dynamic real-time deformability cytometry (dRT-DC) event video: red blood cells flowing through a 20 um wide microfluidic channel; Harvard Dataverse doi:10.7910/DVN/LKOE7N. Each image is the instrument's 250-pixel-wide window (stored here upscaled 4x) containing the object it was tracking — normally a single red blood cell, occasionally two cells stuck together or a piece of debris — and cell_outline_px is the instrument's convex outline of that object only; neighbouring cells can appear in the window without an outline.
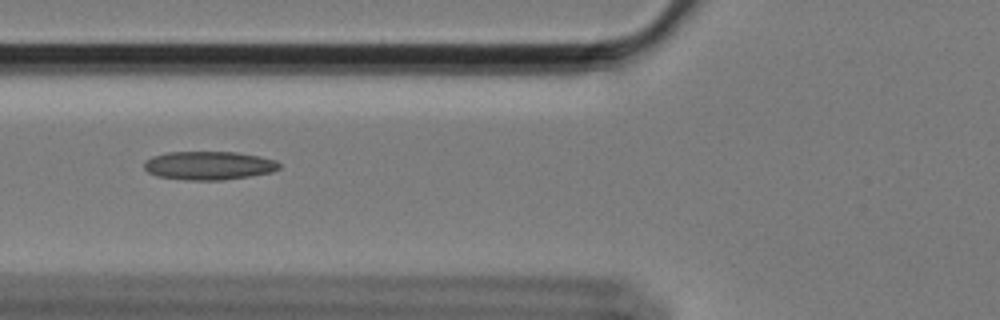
{"species": "Egyptian fruit bat (a non-hibernating species)", "species_latin": "Rousettus aegyptiacus", "temperature_condition": "cold", "stored_images_in_passage": 11, "camera_frame_rate_fps": 3000, "um_per_image_px": 0.085, "animal": {"sex": "female"}, "frame": {"image": 1, "passage_image": 7, "time_ms": 2.0, "image_size_px": [1000, 320], "cell_outline_px": [[280, 168], [272, 172], [224, 180], [184, 180], [156, 176], [148, 172], [144, 168], [144, 160], [152, 156], [168, 152], [236, 152], [260, 156], [276, 160], [280, 164]], "centroid_in_image_um": [17.73, 14.07], "position_along_channel_um": 108.1, "area_um2": 22.6}}
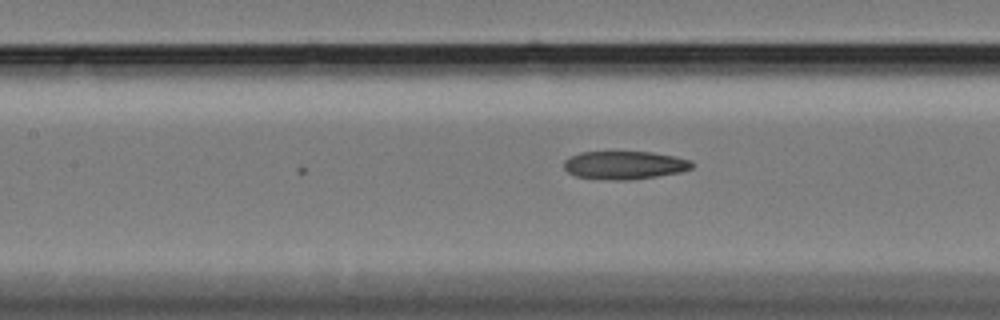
{"frame": {"image": 2, "passage_image": 11, "time_ms": 3.333, "image_size_px": [1000, 320], "cell_outline_px": [[696, 164], [692, 168], [680, 172], [656, 176], [628, 180], [616, 180], [576, 176], [568, 172], [564, 168], [564, 160], [580, 152], [652, 152], [676, 156], [692, 160]], "centroid_in_image_um": [53.14, 14.03], "position_along_channel_um": 154.3, "area_um2": 20.98}}